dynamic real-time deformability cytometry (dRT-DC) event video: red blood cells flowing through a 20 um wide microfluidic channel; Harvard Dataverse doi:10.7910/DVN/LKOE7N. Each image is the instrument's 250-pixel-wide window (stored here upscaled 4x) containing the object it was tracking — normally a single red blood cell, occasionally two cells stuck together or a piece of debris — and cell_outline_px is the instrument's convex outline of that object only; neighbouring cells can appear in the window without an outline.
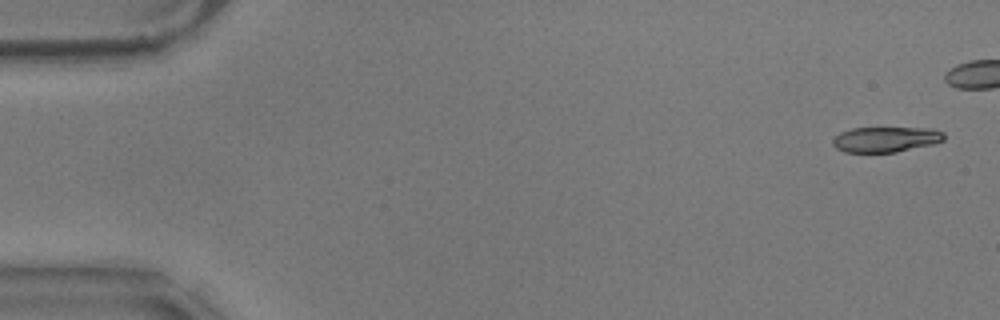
{"species": "common noctule bat (a hibernating species)", "species_latin": "Nyctalus noctula", "temperature_condition": "warm", "stored_images_in_passage": 20, "camera_frame_rate_fps": 3000, "um_per_image_px": 0.085, "animal": {"sex": "male", "body_mass_g": 17.9}, "frame": {"image": 1, "passage_image": 1, "time_ms": 0.0, "image_size_px": [1000, 320], "cell_outline_px": [[944, 140], [936, 144], [896, 152], [844, 152], [836, 148], [832, 144], [832, 140], [840, 132], [852, 128], [932, 128], [944, 132]], "centroid_in_image_um": [75.31, 11.85], "position_along_channel_um": 9.7, "area_um2": 16.59}}